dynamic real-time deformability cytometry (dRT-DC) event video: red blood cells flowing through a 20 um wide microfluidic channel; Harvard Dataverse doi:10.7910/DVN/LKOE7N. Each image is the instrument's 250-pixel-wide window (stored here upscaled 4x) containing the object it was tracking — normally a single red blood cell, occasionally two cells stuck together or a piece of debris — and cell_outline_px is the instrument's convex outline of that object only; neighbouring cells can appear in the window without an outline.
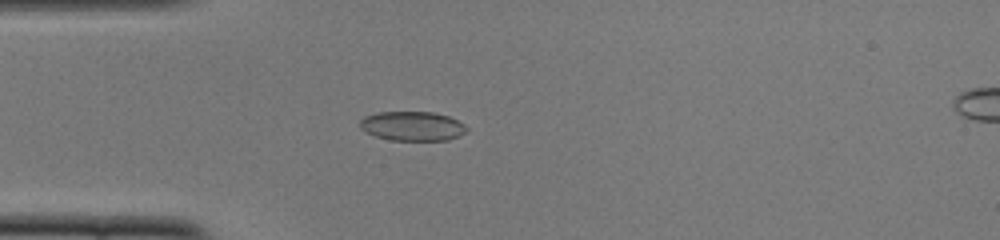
{"species": "common noctule bat (a hibernating species)", "species_latin": "Nyctalus noctula", "temperature_condition": "cold", "stored_images_in_passage": 45, "camera_frame_rate_fps": 3000, "um_per_image_px": 0.085, "animal": {"sex": "female", "body_mass_g": 22.0, "forearm_length_mm": 56.7}, "frame": {"image": 1, "passage_image": 8, "time_ms": 2.333, "image_size_px": [1000, 240], "cell_outline_px": [[468, 132], [448, 140], [392, 140], [376, 136], [360, 128], [360, 120], [364, 116], [376, 112], [432, 112], [448, 116], [464, 124], [468, 128]], "centroid_in_image_um": [35.06, 10.71], "position_along_channel_um": 49.9, "area_um2": 18.21}}
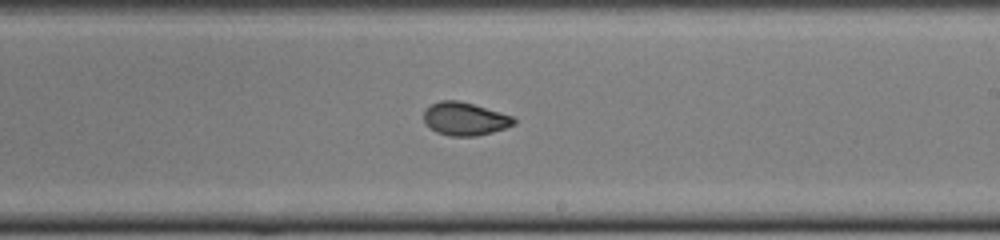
{"frame": {"image": 2, "passage_image": 24, "time_ms": 7.667, "image_size_px": [1000, 240], "cell_outline_px": [[516, 124], [492, 132], [476, 136], [452, 136], [436, 132], [424, 124], [424, 112], [432, 104], [440, 100], [460, 100], [512, 116], [516, 120]], "centroid_in_image_um": [39.5, 10.1], "position_along_channel_um": 249.5, "area_um2": 17.28}}
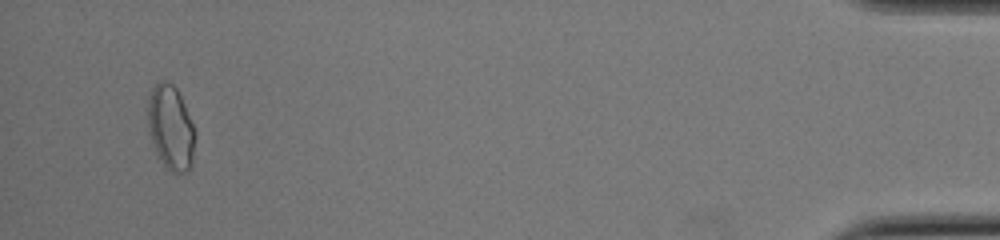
{"frame": {"image": 3, "passage_image": 43, "time_ms": 14.0, "image_size_px": [1000, 240], "cell_outline_px": [[196, 136], [192, 164], [188, 172], [172, 172], [164, 164], [156, 152], [152, 144], [148, 124], [148, 96], [152, 88], [160, 80], [164, 80], [172, 84], [176, 88], [184, 104], [192, 124]], "centroid_in_image_um": [14.51, 10.85], "position_along_channel_um": 420.7, "area_um2": 23.12}, "authors_computed_cell_mechanics": {"area_um2": 17.6868, "velocity_mm_per_s": 3.9186, "shape_relaxation_time_tau1_ms": 8.9846, "shape_relaxation_time_tau2_ms": 1.1163, "deformation_change_tau1": 0.2065, "deformation_change_tau2": 0.0475}}